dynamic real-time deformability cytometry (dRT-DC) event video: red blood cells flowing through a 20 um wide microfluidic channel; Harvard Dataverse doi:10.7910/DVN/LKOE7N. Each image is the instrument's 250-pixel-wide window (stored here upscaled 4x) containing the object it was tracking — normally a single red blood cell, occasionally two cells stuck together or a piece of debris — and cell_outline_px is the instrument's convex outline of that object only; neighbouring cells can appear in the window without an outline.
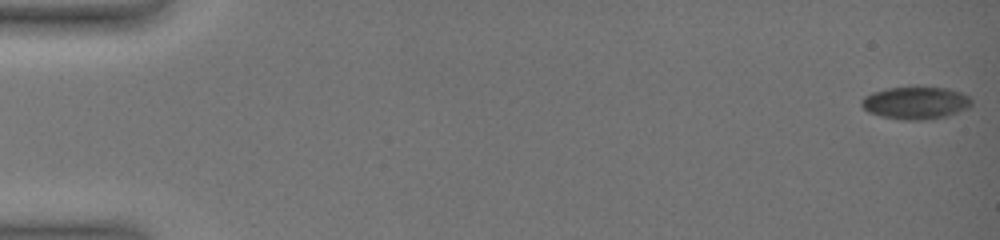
{"species": "common noctule bat (a hibernating species)", "species_latin": "Nyctalus noctula", "temperature_condition": "warm", "stored_images_in_passage": 32, "camera_frame_rate_fps": 3000, "um_per_image_px": 0.085, "animal": {"sex": "female", "body_mass_g": 19.0, "forearm_length_mm": 51.5}, "frame": {"image": 1, "passage_image": 1, "time_ms": 0.0, "image_size_px": [1000, 240], "cell_outline_px": [[972, 104], [968, 108], [944, 116], [924, 120], [904, 120], [880, 116], [868, 112], [860, 104], [860, 100], [864, 96], [872, 92], [888, 88], [916, 84], [948, 88], [960, 92], [968, 96], [972, 100]], "centroid_in_image_um": [77.8, 8.7], "position_along_channel_um": 7.2, "area_um2": 21.44}}
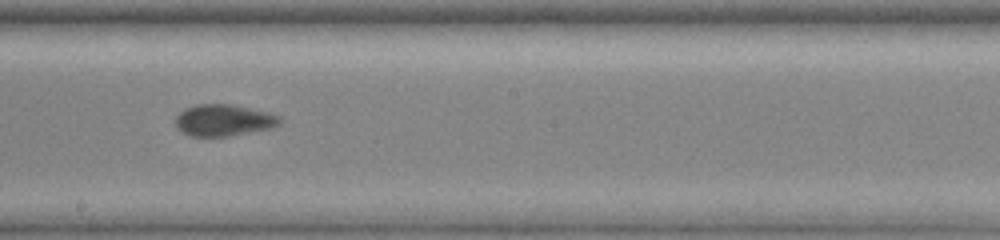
{"frame": {"image": 2, "passage_image": 20, "time_ms": 10.0, "image_size_px": [1000, 240], "cell_outline_px": [[284, 120], [280, 124], [272, 128], [228, 136], [188, 136], [176, 128], [176, 116], [184, 108], [196, 104], [232, 104], [268, 112], [280, 116]], "centroid_in_image_um": [19.02, 10.21], "position_along_channel_um": 229.2, "area_um2": 19.42}}
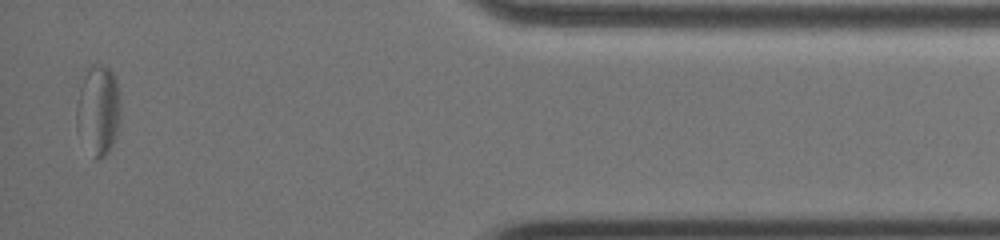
{"frame": {"image": 3, "passage_image": 32, "time_ms": 16.0, "image_size_px": [1000, 240], "cell_outline_px": [[120, 116], [116, 132], [112, 144], [108, 152], [104, 156], [96, 160], [76, 128], [76, 104], [80, 88], [92, 64], [104, 64], [112, 72], [120, 96]], "centroid_in_image_um": [8.36, 9.35], "position_along_channel_um": 426.8, "area_um2": 22.54}, "authors_computed_cell_mechanics": {"area_um2": 20.0566, "velocity_mm_per_s": 3.958, "shape_relaxation_time_tau1_ms": null, "shape_relaxation_time_tau2_ms": 1.7531, "deformation_change_tau1": null, "deformation_change_tau2": 0.0556}}